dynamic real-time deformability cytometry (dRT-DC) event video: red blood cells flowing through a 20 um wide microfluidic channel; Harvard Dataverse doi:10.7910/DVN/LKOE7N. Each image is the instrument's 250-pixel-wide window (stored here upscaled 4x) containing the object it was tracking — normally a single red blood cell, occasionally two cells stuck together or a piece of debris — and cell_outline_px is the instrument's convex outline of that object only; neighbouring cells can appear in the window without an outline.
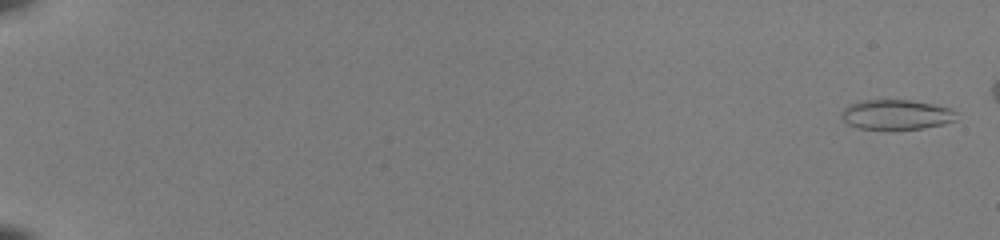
{"species": "common noctule bat (a hibernating species)", "species_latin": "Nyctalus noctula", "temperature_condition": "room temperature", "stored_images_in_passage": 51, "camera_frame_rate_fps": 3000, "um_per_image_px": 0.085, "animal": {"sex": "female", "body_mass_g": 22.0, "forearm_length_mm": 56.7}, "frame": {"image": 1, "passage_image": 2, "time_ms": 0.333, "image_size_px": [1000, 240], "cell_outline_px": [[956, 120], [924, 128], [888, 132], [860, 128], [848, 124], [844, 120], [844, 108], [848, 104], [864, 100], [912, 100], [932, 104], [948, 108], [956, 112]], "centroid_in_image_um": [76.17, 9.78], "position_along_channel_um": 8.8, "area_um2": 20.35}}
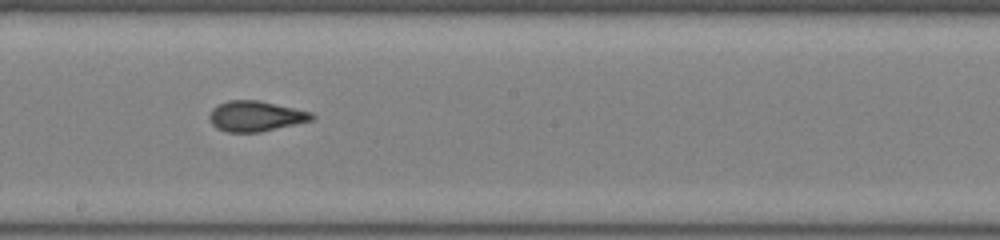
{"frame": {"image": 2, "passage_image": 33, "time_ms": 10.667, "image_size_px": [1000, 240], "cell_outline_px": [[316, 116], [312, 120], [296, 124], [260, 132], [228, 132], [216, 128], [212, 124], [208, 116], [212, 108], [228, 100], [256, 100], [312, 112]], "centroid_in_image_um": [21.71, 9.88], "position_along_channel_um": 226.5, "area_um2": 18.03}}
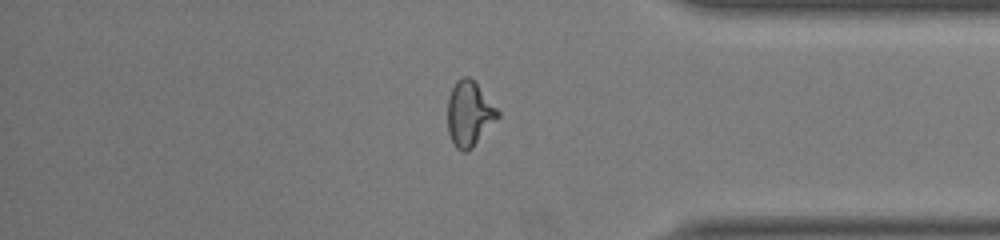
{"frame": {"image": 3, "passage_image": 46, "time_ms": 15.0, "image_size_px": [1000, 240], "cell_outline_px": [[500, 116], [472, 148], [468, 152], [464, 152], [456, 148], [448, 132], [448, 96], [456, 80], [464, 76], [468, 76], [476, 84], [500, 112]], "centroid_in_image_um": [39.88, 9.68], "position_along_channel_um": 395.3, "area_um2": 18.79}}